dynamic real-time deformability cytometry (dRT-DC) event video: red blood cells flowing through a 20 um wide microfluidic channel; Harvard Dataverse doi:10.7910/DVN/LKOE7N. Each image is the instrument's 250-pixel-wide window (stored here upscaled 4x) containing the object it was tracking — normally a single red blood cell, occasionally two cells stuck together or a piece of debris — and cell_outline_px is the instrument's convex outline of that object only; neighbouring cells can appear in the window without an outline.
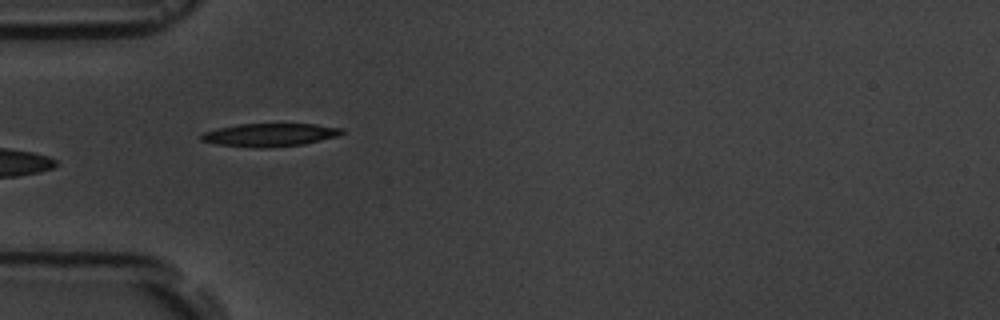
{"species": "common noctule bat (a hibernating species)", "species_latin": "Nyctalus noctula", "temperature_condition": "room temperature", "stored_images_in_passage": 5, "camera_frame_rate_fps": 3000, "um_per_image_px": 0.085, "animal": {"sex": "male", "body_mass_g": 19.5, "forearm_length_mm": 54.6}, "frame": {"image": 1, "passage_image": 5, "time_ms": 5.333, "image_size_px": [1000, 320], "cell_outline_px": [[344, 132], [340, 136], [304, 144], [264, 148], [252, 148], [216, 144], [200, 140], [200, 136], [204, 132], [220, 128], [240, 124], [316, 124], [344, 128]], "centroid_in_image_um": [22.98, 11.47], "position_along_channel_um": 62.0, "area_um2": 19.02}}